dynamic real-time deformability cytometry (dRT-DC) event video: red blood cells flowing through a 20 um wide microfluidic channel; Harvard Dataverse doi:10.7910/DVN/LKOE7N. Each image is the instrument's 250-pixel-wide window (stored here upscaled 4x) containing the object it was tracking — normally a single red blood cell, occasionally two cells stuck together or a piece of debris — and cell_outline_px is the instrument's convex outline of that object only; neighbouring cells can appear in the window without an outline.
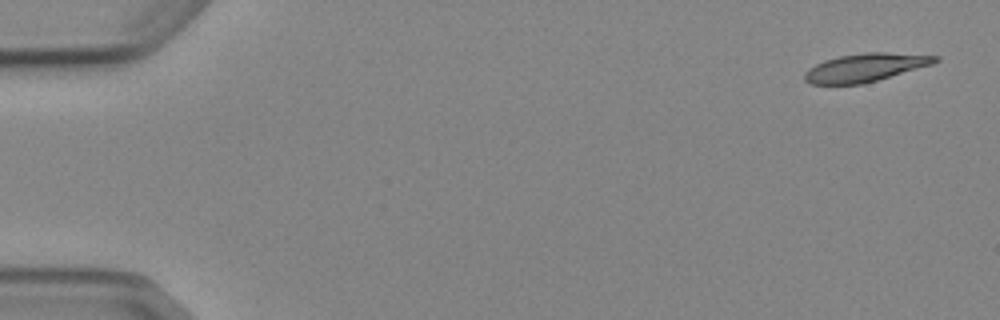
{"species": "Egyptian fruit bat (a non-hibernating species)", "species_latin": "Rousettus aegyptiacus", "temperature_condition": "cold", "stored_images_in_passage": 6, "segment_of_instrument_passage": [1, 2], "camera_frame_rate_fps": 3000, "um_per_image_px": 0.085, "animal": {"sex": "female"}, "frame": {"image": 1, "passage_image": 1, "time_ms": 0.0, "image_size_px": [1000, 320], "cell_outline_px": [[940, 60], [932, 64], [876, 80], [860, 84], [812, 84], [804, 80], [804, 72], [808, 68], [824, 60], [840, 56], [864, 52], [884, 52], [940, 56]], "centroid_in_image_um": [73.52, 5.73], "position_along_channel_um": 11.5, "area_um2": 21.21}}
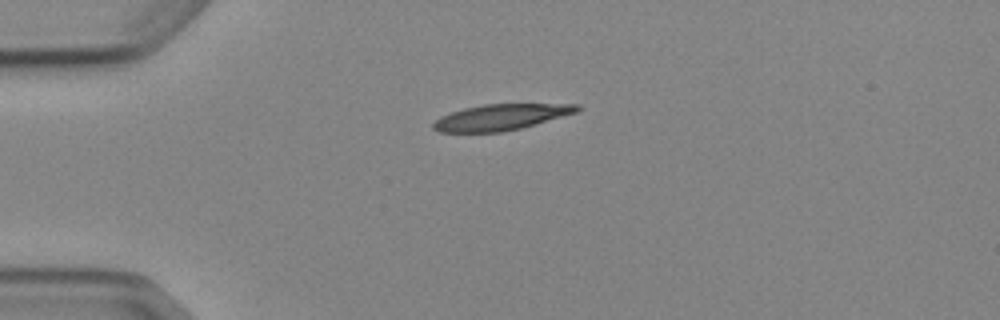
{"frame": {"image": 2, "passage_image": 4, "time_ms": 3.667, "image_size_px": [1000, 320], "cell_outline_px": [[584, 108], [576, 112], [536, 124], [520, 128], [500, 132], [440, 132], [432, 128], [432, 124], [440, 116], [464, 108], [484, 104], [580, 104]], "centroid_in_image_um": [42.59, 9.95], "position_along_channel_um": 42.4, "area_um2": 21.68}}